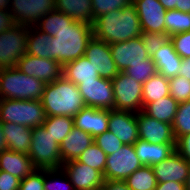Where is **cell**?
Returning <instances> with one entry per match:
<instances>
[{
	"label": "cell",
	"mask_w": 190,
	"mask_h": 190,
	"mask_svg": "<svg viewBox=\"0 0 190 190\" xmlns=\"http://www.w3.org/2000/svg\"><path fill=\"white\" fill-rule=\"evenodd\" d=\"M11 0H0V10L9 11Z\"/></svg>",
	"instance_id": "54"
},
{
	"label": "cell",
	"mask_w": 190,
	"mask_h": 190,
	"mask_svg": "<svg viewBox=\"0 0 190 190\" xmlns=\"http://www.w3.org/2000/svg\"><path fill=\"white\" fill-rule=\"evenodd\" d=\"M143 108L151 102L157 101L169 94V79L157 73L142 84Z\"/></svg>",
	"instance_id": "30"
},
{
	"label": "cell",
	"mask_w": 190,
	"mask_h": 190,
	"mask_svg": "<svg viewBox=\"0 0 190 190\" xmlns=\"http://www.w3.org/2000/svg\"><path fill=\"white\" fill-rule=\"evenodd\" d=\"M139 17L143 32H165V14L167 10L159 0H132Z\"/></svg>",
	"instance_id": "17"
},
{
	"label": "cell",
	"mask_w": 190,
	"mask_h": 190,
	"mask_svg": "<svg viewBox=\"0 0 190 190\" xmlns=\"http://www.w3.org/2000/svg\"><path fill=\"white\" fill-rule=\"evenodd\" d=\"M159 2L166 10H173L177 5V0H159Z\"/></svg>",
	"instance_id": "52"
},
{
	"label": "cell",
	"mask_w": 190,
	"mask_h": 190,
	"mask_svg": "<svg viewBox=\"0 0 190 190\" xmlns=\"http://www.w3.org/2000/svg\"><path fill=\"white\" fill-rule=\"evenodd\" d=\"M175 150L188 162H190V133L180 136L176 140Z\"/></svg>",
	"instance_id": "46"
},
{
	"label": "cell",
	"mask_w": 190,
	"mask_h": 190,
	"mask_svg": "<svg viewBox=\"0 0 190 190\" xmlns=\"http://www.w3.org/2000/svg\"><path fill=\"white\" fill-rule=\"evenodd\" d=\"M74 126L93 137L108 131L109 110L84 107L73 117Z\"/></svg>",
	"instance_id": "20"
},
{
	"label": "cell",
	"mask_w": 190,
	"mask_h": 190,
	"mask_svg": "<svg viewBox=\"0 0 190 190\" xmlns=\"http://www.w3.org/2000/svg\"><path fill=\"white\" fill-rule=\"evenodd\" d=\"M47 115L40 100L0 99V121L25 125L30 128L43 126Z\"/></svg>",
	"instance_id": "5"
},
{
	"label": "cell",
	"mask_w": 190,
	"mask_h": 190,
	"mask_svg": "<svg viewBox=\"0 0 190 190\" xmlns=\"http://www.w3.org/2000/svg\"><path fill=\"white\" fill-rule=\"evenodd\" d=\"M185 186H186V190H190V171H189V175L187 177Z\"/></svg>",
	"instance_id": "55"
},
{
	"label": "cell",
	"mask_w": 190,
	"mask_h": 190,
	"mask_svg": "<svg viewBox=\"0 0 190 190\" xmlns=\"http://www.w3.org/2000/svg\"><path fill=\"white\" fill-rule=\"evenodd\" d=\"M128 76L132 77L136 82L144 83L151 76L158 73L155 63H137L133 64L132 67H128L124 71Z\"/></svg>",
	"instance_id": "39"
},
{
	"label": "cell",
	"mask_w": 190,
	"mask_h": 190,
	"mask_svg": "<svg viewBox=\"0 0 190 190\" xmlns=\"http://www.w3.org/2000/svg\"><path fill=\"white\" fill-rule=\"evenodd\" d=\"M14 20L9 11L0 10V33L14 26Z\"/></svg>",
	"instance_id": "47"
},
{
	"label": "cell",
	"mask_w": 190,
	"mask_h": 190,
	"mask_svg": "<svg viewBox=\"0 0 190 190\" xmlns=\"http://www.w3.org/2000/svg\"><path fill=\"white\" fill-rule=\"evenodd\" d=\"M34 170L36 168L28 154L18 153L8 149L0 152V171L10 173L22 180Z\"/></svg>",
	"instance_id": "23"
},
{
	"label": "cell",
	"mask_w": 190,
	"mask_h": 190,
	"mask_svg": "<svg viewBox=\"0 0 190 190\" xmlns=\"http://www.w3.org/2000/svg\"><path fill=\"white\" fill-rule=\"evenodd\" d=\"M51 41V36L39 31L35 26H29L26 54L51 59Z\"/></svg>",
	"instance_id": "29"
},
{
	"label": "cell",
	"mask_w": 190,
	"mask_h": 190,
	"mask_svg": "<svg viewBox=\"0 0 190 190\" xmlns=\"http://www.w3.org/2000/svg\"><path fill=\"white\" fill-rule=\"evenodd\" d=\"M43 127L59 145L74 127L73 117L47 116Z\"/></svg>",
	"instance_id": "32"
},
{
	"label": "cell",
	"mask_w": 190,
	"mask_h": 190,
	"mask_svg": "<svg viewBox=\"0 0 190 190\" xmlns=\"http://www.w3.org/2000/svg\"><path fill=\"white\" fill-rule=\"evenodd\" d=\"M139 139L156 144H176L172 125L149 117L143 111L136 113Z\"/></svg>",
	"instance_id": "16"
},
{
	"label": "cell",
	"mask_w": 190,
	"mask_h": 190,
	"mask_svg": "<svg viewBox=\"0 0 190 190\" xmlns=\"http://www.w3.org/2000/svg\"><path fill=\"white\" fill-rule=\"evenodd\" d=\"M6 150H7V144L5 141L4 134H3L2 122L0 121V152L6 151Z\"/></svg>",
	"instance_id": "53"
},
{
	"label": "cell",
	"mask_w": 190,
	"mask_h": 190,
	"mask_svg": "<svg viewBox=\"0 0 190 190\" xmlns=\"http://www.w3.org/2000/svg\"><path fill=\"white\" fill-rule=\"evenodd\" d=\"M175 10L190 13V0H177Z\"/></svg>",
	"instance_id": "51"
},
{
	"label": "cell",
	"mask_w": 190,
	"mask_h": 190,
	"mask_svg": "<svg viewBox=\"0 0 190 190\" xmlns=\"http://www.w3.org/2000/svg\"><path fill=\"white\" fill-rule=\"evenodd\" d=\"M154 190H186V186L179 182H162L157 183Z\"/></svg>",
	"instance_id": "49"
},
{
	"label": "cell",
	"mask_w": 190,
	"mask_h": 190,
	"mask_svg": "<svg viewBox=\"0 0 190 190\" xmlns=\"http://www.w3.org/2000/svg\"><path fill=\"white\" fill-rule=\"evenodd\" d=\"M109 45L112 58L119 72H124L128 67H132L133 64L152 62V58L146 51L141 37Z\"/></svg>",
	"instance_id": "10"
},
{
	"label": "cell",
	"mask_w": 190,
	"mask_h": 190,
	"mask_svg": "<svg viewBox=\"0 0 190 190\" xmlns=\"http://www.w3.org/2000/svg\"><path fill=\"white\" fill-rule=\"evenodd\" d=\"M158 183L179 182L186 184L190 171V162L176 150L165 160L152 166Z\"/></svg>",
	"instance_id": "19"
},
{
	"label": "cell",
	"mask_w": 190,
	"mask_h": 190,
	"mask_svg": "<svg viewBox=\"0 0 190 190\" xmlns=\"http://www.w3.org/2000/svg\"><path fill=\"white\" fill-rule=\"evenodd\" d=\"M101 190H130L125 181L104 180Z\"/></svg>",
	"instance_id": "48"
},
{
	"label": "cell",
	"mask_w": 190,
	"mask_h": 190,
	"mask_svg": "<svg viewBox=\"0 0 190 190\" xmlns=\"http://www.w3.org/2000/svg\"><path fill=\"white\" fill-rule=\"evenodd\" d=\"M79 163L86 164L100 171L104 175L107 155L93 142L77 159Z\"/></svg>",
	"instance_id": "35"
},
{
	"label": "cell",
	"mask_w": 190,
	"mask_h": 190,
	"mask_svg": "<svg viewBox=\"0 0 190 190\" xmlns=\"http://www.w3.org/2000/svg\"><path fill=\"white\" fill-rule=\"evenodd\" d=\"M143 164L136 155L134 145L124 144L117 152L107 155L104 180L125 181Z\"/></svg>",
	"instance_id": "9"
},
{
	"label": "cell",
	"mask_w": 190,
	"mask_h": 190,
	"mask_svg": "<svg viewBox=\"0 0 190 190\" xmlns=\"http://www.w3.org/2000/svg\"><path fill=\"white\" fill-rule=\"evenodd\" d=\"M45 169H36L20 181L19 190H44Z\"/></svg>",
	"instance_id": "43"
},
{
	"label": "cell",
	"mask_w": 190,
	"mask_h": 190,
	"mask_svg": "<svg viewBox=\"0 0 190 190\" xmlns=\"http://www.w3.org/2000/svg\"><path fill=\"white\" fill-rule=\"evenodd\" d=\"M93 37L113 44L140 37L141 23L133 3L97 17L92 25Z\"/></svg>",
	"instance_id": "1"
},
{
	"label": "cell",
	"mask_w": 190,
	"mask_h": 190,
	"mask_svg": "<svg viewBox=\"0 0 190 190\" xmlns=\"http://www.w3.org/2000/svg\"><path fill=\"white\" fill-rule=\"evenodd\" d=\"M178 104L171 95H168L157 101L148 103L143 108V112L151 118L172 125L177 113Z\"/></svg>",
	"instance_id": "28"
},
{
	"label": "cell",
	"mask_w": 190,
	"mask_h": 190,
	"mask_svg": "<svg viewBox=\"0 0 190 190\" xmlns=\"http://www.w3.org/2000/svg\"><path fill=\"white\" fill-rule=\"evenodd\" d=\"M28 26L15 24L0 33V69L16 67L17 61L26 54Z\"/></svg>",
	"instance_id": "8"
},
{
	"label": "cell",
	"mask_w": 190,
	"mask_h": 190,
	"mask_svg": "<svg viewBox=\"0 0 190 190\" xmlns=\"http://www.w3.org/2000/svg\"><path fill=\"white\" fill-rule=\"evenodd\" d=\"M114 92V109L138 113L143 111L142 83L136 82L125 72L111 80Z\"/></svg>",
	"instance_id": "7"
},
{
	"label": "cell",
	"mask_w": 190,
	"mask_h": 190,
	"mask_svg": "<svg viewBox=\"0 0 190 190\" xmlns=\"http://www.w3.org/2000/svg\"><path fill=\"white\" fill-rule=\"evenodd\" d=\"M75 20L71 19L66 14L60 11L53 10L44 15L36 24L35 27L46 33L47 35L54 37L62 27L72 26Z\"/></svg>",
	"instance_id": "31"
},
{
	"label": "cell",
	"mask_w": 190,
	"mask_h": 190,
	"mask_svg": "<svg viewBox=\"0 0 190 190\" xmlns=\"http://www.w3.org/2000/svg\"><path fill=\"white\" fill-rule=\"evenodd\" d=\"M45 85L16 67L0 69V99L40 100Z\"/></svg>",
	"instance_id": "4"
},
{
	"label": "cell",
	"mask_w": 190,
	"mask_h": 190,
	"mask_svg": "<svg viewBox=\"0 0 190 190\" xmlns=\"http://www.w3.org/2000/svg\"><path fill=\"white\" fill-rule=\"evenodd\" d=\"M175 146L176 144H156L138 139L134 149L143 165L153 166L168 158L175 151Z\"/></svg>",
	"instance_id": "25"
},
{
	"label": "cell",
	"mask_w": 190,
	"mask_h": 190,
	"mask_svg": "<svg viewBox=\"0 0 190 190\" xmlns=\"http://www.w3.org/2000/svg\"><path fill=\"white\" fill-rule=\"evenodd\" d=\"M179 75L190 81V57L182 59Z\"/></svg>",
	"instance_id": "50"
},
{
	"label": "cell",
	"mask_w": 190,
	"mask_h": 190,
	"mask_svg": "<svg viewBox=\"0 0 190 190\" xmlns=\"http://www.w3.org/2000/svg\"><path fill=\"white\" fill-rule=\"evenodd\" d=\"M169 39L182 59L190 57V31L174 34Z\"/></svg>",
	"instance_id": "44"
},
{
	"label": "cell",
	"mask_w": 190,
	"mask_h": 190,
	"mask_svg": "<svg viewBox=\"0 0 190 190\" xmlns=\"http://www.w3.org/2000/svg\"><path fill=\"white\" fill-rule=\"evenodd\" d=\"M16 68L24 74L50 84L62 76L63 66L56 60L39 58L25 54L17 63Z\"/></svg>",
	"instance_id": "13"
},
{
	"label": "cell",
	"mask_w": 190,
	"mask_h": 190,
	"mask_svg": "<svg viewBox=\"0 0 190 190\" xmlns=\"http://www.w3.org/2000/svg\"><path fill=\"white\" fill-rule=\"evenodd\" d=\"M93 142L91 134L74 126L60 144L62 164L76 160Z\"/></svg>",
	"instance_id": "21"
},
{
	"label": "cell",
	"mask_w": 190,
	"mask_h": 190,
	"mask_svg": "<svg viewBox=\"0 0 190 190\" xmlns=\"http://www.w3.org/2000/svg\"><path fill=\"white\" fill-rule=\"evenodd\" d=\"M55 10L78 22L93 25L92 0H55Z\"/></svg>",
	"instance_id": "26"
},
{
	"label": "cell",
	"mask_w": 190,
	"mask_h": 190,
	"mask_svg": "<svg viewBox=\"0 0 190 190\" xmlns=\"http://www.w3.org/2000/svg\"><path fill=\"white\" fill-rule=\"evenodd\" d=\"M86 107L102 110L114 109V92L111 80L102 77L77 85Z\"/></svg>",
	"instance_id": "11"
},
{
	"label": "cell",
	"mask_w": 190,
	"mask_h": 190,
	"mask_svg": "<svg viewBox=\"0 0 190 190\" xmlns=\"http://www.w3.org/2000/svg\"><path fill=\"white\" fill-rule=\"evenodd\" d=\"M28 156L36 169L62 168L60 145L43 126L33 128Z\"/></svg>",
	"instance_id": "6"
},
{
	"label": "cell",
	"mask_w": 190,
	"mask_h": 190,
	"mask_svg": "<svg viewBox=\"0 0 190 190\" xmlns=\"http://www.w3.org/2000/svg\"><path fill=\"white\" fill-rule=\"evenodd\" d=\"M40 101L47 116L74 117L86 107L78 86L64 76L45 85Z\"/></svg>",
	"instance_id": "2"
},
{
	"label": "cell",
	"mask_w": 190,
	"mask_h": 190,
	"mask_svg": "<svg viewBox=\"0 0 190 190\" xmlns=\"http://www.w3.org/2000/svg\"><path fill=\"white\" fill-rule=\"evenodd\" d=\"M132 3V0H92L93 19L113 10H121Z\"/></svg>",
	"instance_id": "40"
},
{
	"label": "cell",
	"mask_w": 190,
	"mask_h": 190,
	"mask_svg": "<svg viewBox=\"0 0 190 190\" xmlns=\"http://www.w3.org/2000/svg\"><path fill=\"white\" fill-rule=\"evenodd\" d=\"M93 37L92 25L75 21L72 26L62 27L52 37L51 59L62 66L85 55L88 42Z\"/></svg>",
	"instance_id": "3"
},
{
	"label": "cell",
	"mask_w": 190,
	"mask_h": 190,
	"mask_svg": "<svg viewBox=\"0 0 190 190\" xmlns=\"http://www.w3.org/2000/svg\"><path fill=\"white\" fill-rule=\"evenodd\" d=\"M60 175H64L63 178H65V180L64 179L62 180L61 179L62 177ZM44 190H75V189L74 186L71 184L69 177L62 169H50V170L45 169Z\"/></svg>",
	"instance_id": "37"
},
{
	"label": "cell",
	"mask_w": 190,
	"mask_h": 190,
	"mask_svg": "<svg viewBox=\"0 0 190 190\" xmlns=\"http://www.w3.org/2000/svg\"><path fill=\"white\" fill-rule=\"evenodd\" d=\"M7 149L28 154L31 145L33 128L12 122L2 123Z\"/></svg>",
	"instance_id": "24"
},
{
	"label": "cell",
	"mask_w": 190,
	"mask_h": 190,
	"mask_svg": "<svg viewBox=\"0 0 190 190\" xmlns=\"http://www.w3.org/2000/svg\"><path fill=\"white\" fill-rule=\"evenodd\" d=\"M55 10V0H11L9 12L15 24L35 26L47 13Z\"/></svg>",
	"instance_id": "12"
},
{
	"label": "cell",
	"mask_w": 190,
	"mask_h": 190,
	"mask_svg": "<svg viewBox=\"0 0 190 190\" xmlns=\"http://www.w3.org/2000/svg\"><path fill=\"white\" fill-rule=\"evenodd\" d=\"M190 31V13L179 10H167L165 14V32L169 37Z\"/></svg>",
	"instance_id": "34"
},
{
	"label": "cell",
	"mask_w": 190,
	"mask_h": 190,
	"mask_svg": "<svg viewBox=\"0 0 190 190\" xmlns=\"http://www.w3.org/2000/svg\"><path fill=\"white\" fill-rule=\"evenodd\" d=\"M172 131L175 140L190 133V100L178 104Z\"/></svg>",
	"instance_id": "36"
},
{
	"label": "cell",
	"mask_w": 190,
	"mask_h": 190,
	"mask_svg": "<svg viewBox=\"0 0 190 190\" xmlns=\"http://www.w3.org/2000/svg\"><path fill=\"white\" fill-rule=\"evenodd\" d=\"M62 76L75 85L101 77L85 56L66 63L63 66Z\"/></svg>",
	"instance_id": "27"
},
{
	"label": "cell",
	"mask_w": 190,
	"mask_h": 190,
	"mask_svg": "<svg viewBox=\"0 0 190 190\" xmlns=\"http://www.w3.org/2000/svg\"><path fill=\"white\" fill-rule=\"evenodd\" d=\"M108 130L123 144L134 145L138 139L136 113L123 110H109Z\"/></svg>",
	"instance_id": "18"
},
{
	"label": "cell",
	"mask_w": 190,
	"mask_h": 190,
	"mask_svg": "<svg viewBox=\"0 0 190 190\" xmlns=\"http://www.w3.org/2000/svg\"><path fill=\"white\" fill-rule=\"evenodd\" d=\"M20 181L21 179L10 173L0 171V190H19Z\"/></svg>",
	"instance_id": "45"
},
{
	"label": "cell",
	"mask_w": 190,
	"mask_h": 190,
	"mask_svg": "<svg viewBox=\"0 0 190 190\" xmlns=\"http://www.w3.org/2000/svg\"><path fill=\"white\" fill-rule=\"evenodd\" d=\"M94 142L106 154L111 155L117 152L124 145L113 133L109 130L94 137Z\"/></svg>",
	"instance_id": "41"
},
{
	"label": "cell",
	"mask_w": 190,
	"mask_h": 190,
	"mask_svg": "<svg viewBox=\"0 0 190 190\" xmlns=\"http://www.w3.org/2000/svg\"><path fill=\"white\" fill-rule=\"evenodd\" d=\"M125 183L130 190H154L158 182L152 166L143 165L132 173Z\"/></svg>",
	"instance_id": "33"
},
{
	"label": "cell",
	"mask_w": 190,
	"mask_h": 190,
	"mask_svg": "<svg viewBox=\"0 0 190 190\" xmlns=\"http://www.w3.org/2000/svg\"><path fill=\"white\" fill-rule=\"evenodd\" d=\"M159 74L165 78H172L179 75L182 58L174 49L173 43L168 39L151 57Z\"/></svg>",
	"instance_id": "22"
},
{
	"label": "cell",
	"mask_w": 190,
	"mask_h": 190,
	"mask_svg": "<svg viewBox=\"0 0 190 190\" xmlns=\"http://www.w3.org/2000/svg\"><path fill=\"white\" fill-rule=\"evenodd\" d=\"M84 56L102 78L112 80L118 75L119 71L107 42L92 37L87 44Z\"/></svg>",
	"instance_id": "14"
},
{
	"label": "cell",
	"mask_w": 190,
	"mask_h": 190,
	"mask_svg": "<svg viewBox=\"0 0 190 190\" xmlns=\"http://www.w3.org/2000/svg\"><path fill=\"white\" fill-rule=\"evenodd\" d=\"M169 94L178 103L190 100V81L181 75L170 78Z\"/></svg>",
	"instance_id": "38"
},
{
	"label": "cell",
	"mask_w": 190,
	"mask_h": 190,
	"mask_svg": "<svg viewBox=\"0 0 190 190\" xmlns=\"http://www.w3.org/2000/svg\"><path fill=\"white\" fill-rule=\"evenodd\" d=\"M140 37L150 57L154 56L159 48L169 39V36L166 34L151 32H142Z\"/></svg>",
	"instance_id": "42"
},
{
	"label": "cell",
	"mask_w": 190,
	"mask_h": 190,
	"mask_svg": "<svg viewBox=\"0 0 190 190\" xmlns=\"http://www.w3.org/2000/svg\"><path fill=\"white\" fill-rule=\"evenodd\" d=\"M69 177L75 190H100L104 184L103 174L77 160L62 164L61 168Z\"/></svg>",
	"instance_id": "15"
}]
</instances>
